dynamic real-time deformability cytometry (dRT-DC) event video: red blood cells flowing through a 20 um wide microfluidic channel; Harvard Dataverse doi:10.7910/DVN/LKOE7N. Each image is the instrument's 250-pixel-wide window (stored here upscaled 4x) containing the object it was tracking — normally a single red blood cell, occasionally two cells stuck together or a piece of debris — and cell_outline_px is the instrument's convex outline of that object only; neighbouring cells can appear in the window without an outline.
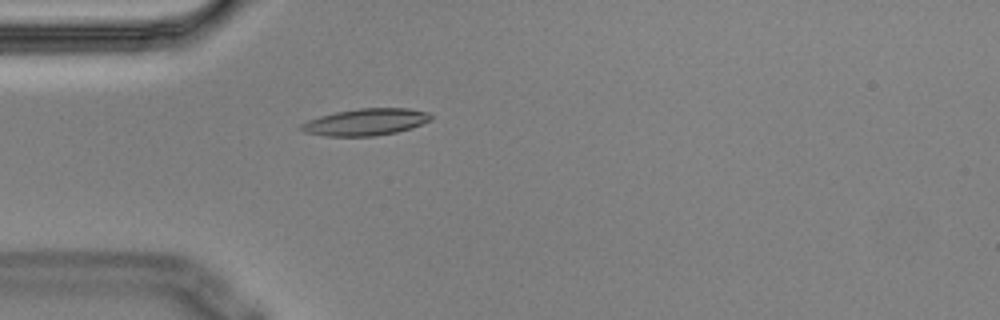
{"species": "Egyptian fruit bat (a non-hibernating species)", "species_latin": "Rousettus aegyptiacus", "temperature_condition": "cold", "stored_images_in_passage": 5, "camera_frame_rate_fps": 3000, "um_per_image_px": 0.085, "animal": {"sex": "male"}, "frame": {"image": 1, "passage_image": 5, "time_ms": 1.333, "image_size_px": [1000, 320], "cell_outline_px": [[432, 120], [412, 128], [396, 132], [376, 136], [324, 136], [304, 132], [296, 128], [300, 124], [308, 120], [320, 116], [336, 112], [360, 108], [408, 108], [428, 112], [432, 116]], "centroid_in_image_um": [31.07, 10.38], "position_along_channel_um": 53.9, "area_um2": 20.46}}